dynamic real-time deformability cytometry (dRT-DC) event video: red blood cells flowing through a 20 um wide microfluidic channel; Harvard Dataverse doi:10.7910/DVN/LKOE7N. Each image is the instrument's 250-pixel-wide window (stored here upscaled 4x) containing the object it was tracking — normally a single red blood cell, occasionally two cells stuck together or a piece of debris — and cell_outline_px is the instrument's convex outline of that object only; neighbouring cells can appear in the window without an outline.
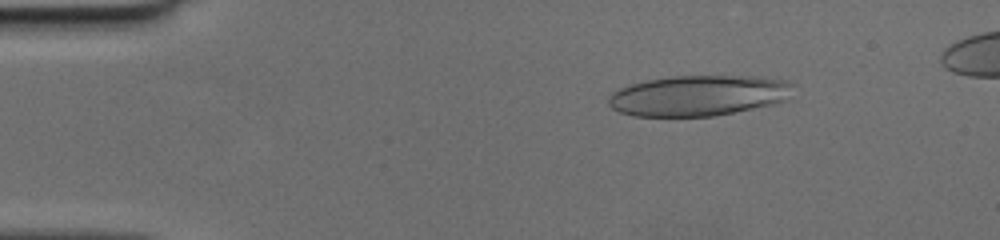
{"species": "human", "species_latin": "Homo sapiens", "temperature_condition": "cold", "stored_images_in_passage": 48, "camera_frame_rate_fps": 3000, "um_per_image_px": 0.085, "donor": {"sex": "female"}, "frame": {"image": 1, "passage_image": 7, "time_ms": 2.0, "image_size_px": [1000, 240], "cell_outline_px": [[796, 84], [788, 100], [772, 104], [712, 116], [632, 116], [620, 112], [612, 108], [608, 104], [608, 96], [612, 92], [620, 88], [632, 84], [648, 80], [672, 76], [760, 76], [788, 80]], "centroid_in_image_um": [59.42, 8.11], "position_along_channel_um": 25.6, "area_um2": 43.93}}
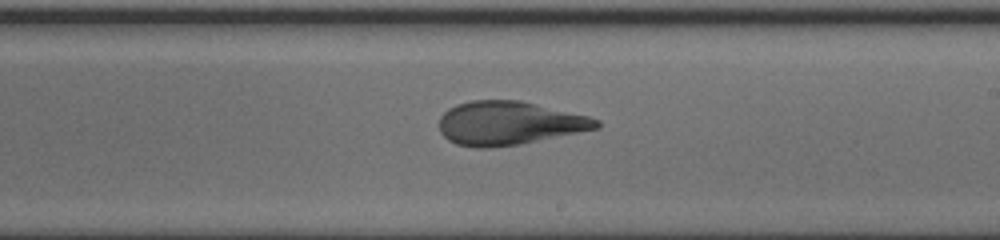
{"frame": {"image": 2, "passage_image": 28, "time_ms": 9.0, "image_size_px": [1000, 240], "cell_outline_px": [[600, 128], [520, 144], [492, 148], [476, 148], [456, 144], [448, 140], [440, 132], [440, 116], [448, 108], [456, 104], [472, 100], [520, 100], [588, 116], [600, 120]], "centroid_in_image_um": [43.25, 10.47], "position_along_channel_um": 245.7, "area_um2": 40.06}}
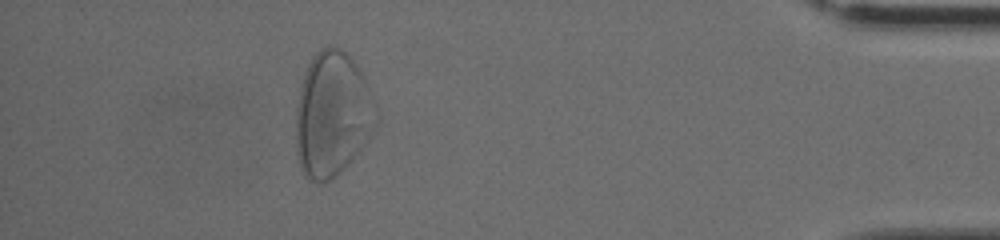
{"frame": {"image": 3, "passage_image": 43, "time_ms": 14.0, "image_size_px": [1000, 240], "cell_outline_px": [[376, 124], [364, 144], [352, 160], [336, 176], [328, 180], [308, 180], [300, 168], [296, 152], [296, 108], [300, 88], [308, 64], [316, 52], [328, 44], [340, 48], [352, 60], [364, 76], [376, 104]], "centroid_in_image_um": [28.24, 9.71], "position_along_channel_um": 407.0, "area_um2": 58.09}}